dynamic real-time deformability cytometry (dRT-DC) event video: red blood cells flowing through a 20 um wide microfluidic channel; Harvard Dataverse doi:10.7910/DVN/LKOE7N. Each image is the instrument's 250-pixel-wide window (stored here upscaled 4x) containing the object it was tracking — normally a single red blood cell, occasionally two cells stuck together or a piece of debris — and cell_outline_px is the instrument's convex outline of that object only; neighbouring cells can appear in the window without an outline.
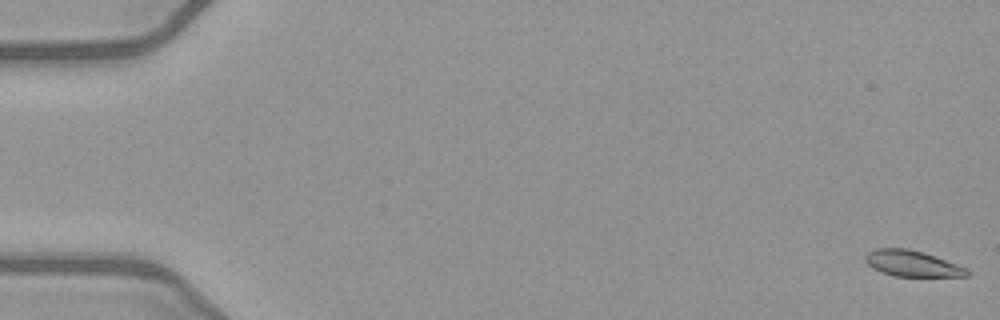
{"species": "common noctule bat (a hibernating species)", "species_latin": "Nyctalus noctula", "temperature_condition": "warm", "stored_images_in_passage": 52, "camera_frame_rate_fps": 3000, "um_per_image_px": 0.085, "animal": {"sex": "female", "body_mass_g": 21.9}, "frame": {"image": 1, "passage_image": 1, "time_ms": 0.0, "image_size_px": [1000, 320], "cell_outline_px": [[972, 272], [968, 276], [892, 276], [880, 272], [872, 268], [864, 260], [864, 256], [868, 252], [876, 248], [908, 248], [924, 252], [964, 268]], "centroid_in_image_um": [77.46, 22.4], "position_along_channel_um": 7.5, "area_um2": 15.32}}
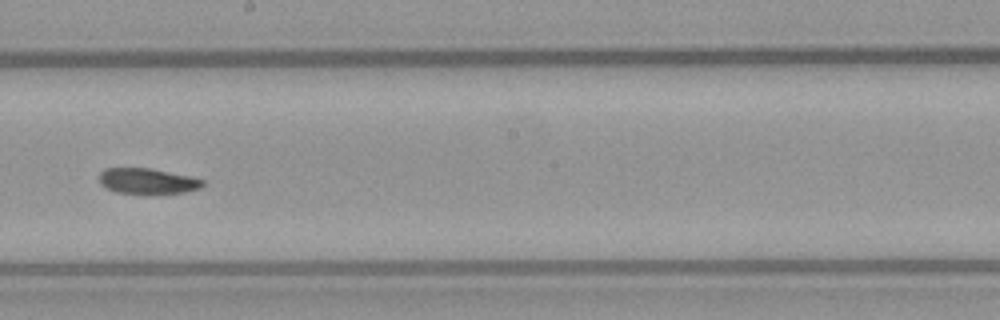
{"frame": {"image": 2, "passage_image": 30, "time_ms": 9.667, "image_size_px": [1000, 320], "cell_outline_px": [[204, 184], [200, 188], [184, 192], [148, 196], [116, 192], [100, 184], [100, 172], [104, 168], [152, 168], [188, 176], [204, 180]], "centroid_in_image_um": [12.53, 15.42], "position_along_channel_um": 235.7, "area_um2": 15.9}}
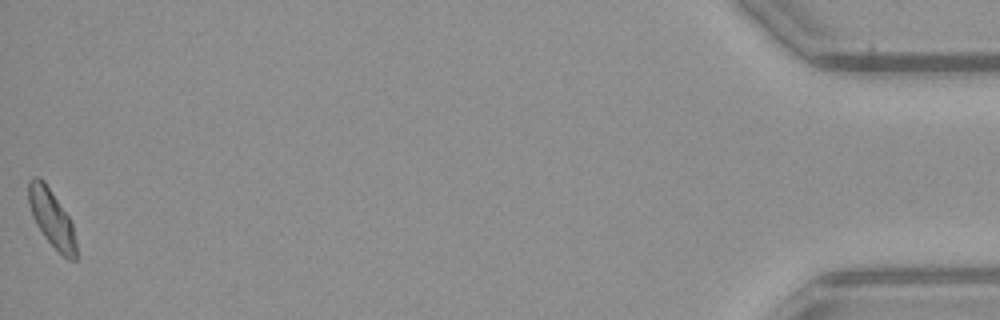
{"frame": {"image": 3, "passage_image": 52, "time_ms": 17.0, "image_size_px": [1000, 320], "cell_outline_px": [[76, 260], [68, 260], [44, 236], [36, 224], [28, 204], [28, 180], [32, 176], [40, 176], [44, 180], [68, 216], [72, 224], [76, 244]], "centroid_in_image_um": [4.36, 18.49], "position_along_channel_um": 430.8, "area_um2": 15.78}, "authors_computed_cell_mechanics": {"area_um2": 16.4152, "velocity_mm_per_s": 4.0364, "shape_relaxation_time_tau1_ms": 7.4384, "shape_relaxation_time_tau2_ms": null, "deformation_change_tau1": 0.156, "deformation_change_tau2": null}}